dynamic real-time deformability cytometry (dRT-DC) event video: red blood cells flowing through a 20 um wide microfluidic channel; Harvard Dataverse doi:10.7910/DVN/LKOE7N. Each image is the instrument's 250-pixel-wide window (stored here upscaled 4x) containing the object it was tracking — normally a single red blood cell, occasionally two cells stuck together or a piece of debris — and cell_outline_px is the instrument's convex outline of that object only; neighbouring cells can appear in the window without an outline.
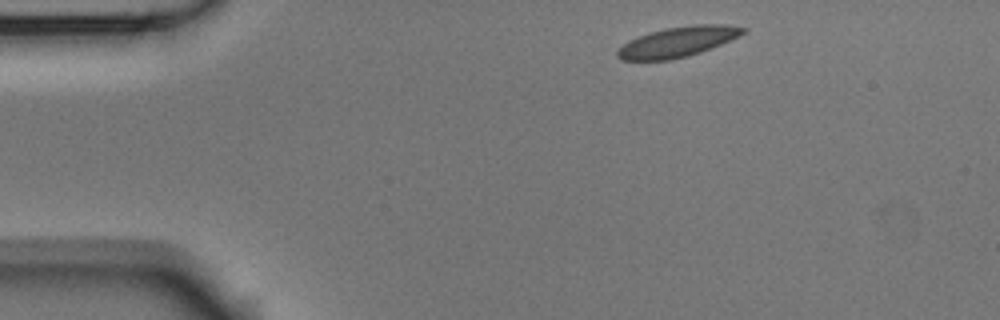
{"species": "Egyptian fruit bat (a non-hibernating species)", "species_latin": "Rousettus aegyptiacus", "temperature_condition": "room temperature", "stored_images_in_passage": 3, "camera_frame_rate_fps": 3000, "um_per_image_px": 0.085, "animal": {"sex": "male"}, "frame": {"image": 1, "passage_image": 1, "time_ms": 0.0, "image_size_px": [1000, 320], "cell_outline_px": [[748, 28], [744, 32], [720, 44], [700, 52], [688, 56], [672, 60], [620, 60], [616, 56], [616, 52], [628, 40], [652, 32], [668, 28], [692, 24], [728, 24]], "centroid_in_image_um": [57.59, 3.56], "position_along_channel_um": 27.4, "area_um2": 21.79}}
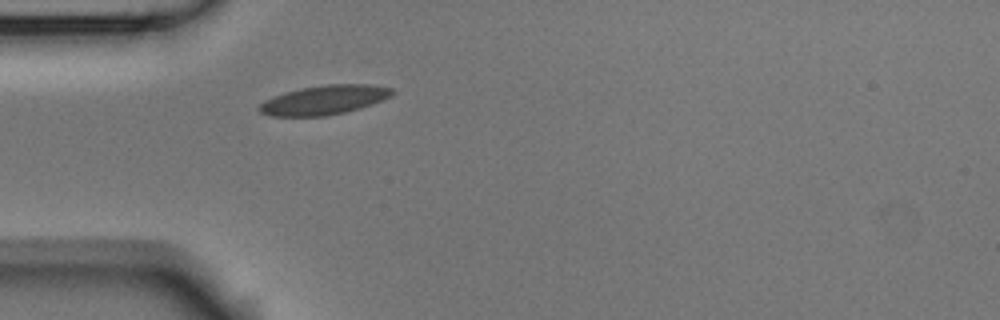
{"frame": {"image": 2, "passage_image": 3, "time_ms": 0.667, "image_size_px": [1000, 320], "cell_outline_px": [[396, 92], [392, 96], [372, 104], [360, 108], [344, 112], [324, 116], [272, 116], [260, 112], [256, 108], [264, 100], [272, 96], [284, 92], [300, 88], [328, 84], [372, 84], [392, 88]], "centroid_in_image_um": [27.56, 8.49], "position_along_channel_um": 57.4, "area_um2": 22.83}}